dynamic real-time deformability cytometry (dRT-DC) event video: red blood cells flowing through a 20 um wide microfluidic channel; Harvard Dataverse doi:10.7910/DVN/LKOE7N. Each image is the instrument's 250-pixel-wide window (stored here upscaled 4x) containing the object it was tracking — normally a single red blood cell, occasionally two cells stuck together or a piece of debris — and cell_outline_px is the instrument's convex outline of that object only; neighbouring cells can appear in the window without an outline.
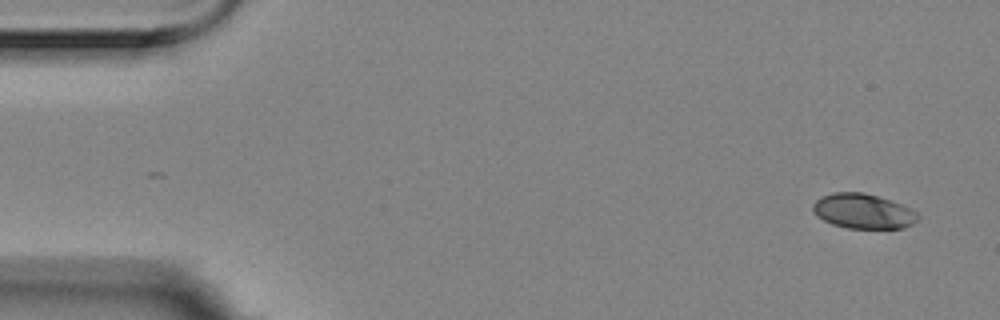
{"species": "Egyptian fruit bat (a non-hibernating species)", "species_latin": "Rousettus aegyptiacus", "temperature_condition": "room temperature", "stored_images_in_passage": 5, "camera_frame_rate_fps": 3000, "um_per_image_px": 0.085, "animal": {"sex": "female"}, "frame": {"image": 1, "passage_image": 1, "time_ms": 0.0, "image_size_px": [1000, 320], "cell_outline_px": [[920, 216], [912, 224], [904, 228], [848, 228], [832, 224], [816, 216], [812, 212], [812, 204], [816, 200], [824, 196], [836, 192], [864, 192], [900, 204], [916, 212]], "centroid_in_image_um": [73.33, 17.96], "position_along_channel_um": 11.7, "area_um2": 21.1}}